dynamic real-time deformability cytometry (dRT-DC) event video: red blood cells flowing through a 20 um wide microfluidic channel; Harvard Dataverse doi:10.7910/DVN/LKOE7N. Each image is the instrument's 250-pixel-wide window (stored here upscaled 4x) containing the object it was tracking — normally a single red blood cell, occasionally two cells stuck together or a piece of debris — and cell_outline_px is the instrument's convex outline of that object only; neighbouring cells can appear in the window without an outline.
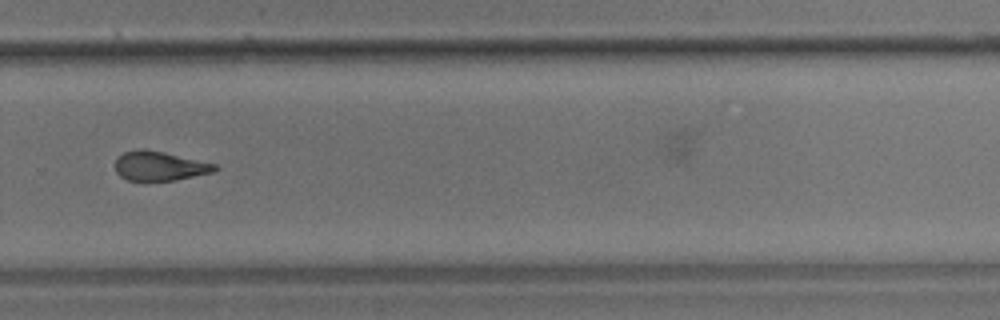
{"species": "common noctule bat (a hibernating species)", "species_latin": "Nyctalus noctula", "temperature_condition": "room temperature", "stored_images_in_passage": 32, "camera_frame_rate_fps": 3000, "um_per_image_px": 0.085, "animal": {"sex": "male", "body_mass_g": 17.9}, "frame": {"image": 1, "passage_image": 23, "time_ms": 7.333, "image_size_px": [1000, 320], "cell_outline_px": [[220, 168], [212, 172], [176, 180], [144, 184], [128, 180], [120, 176], [116, 172], [116, 160], [124, 152], [140, 148], [144, 148], [216, 164]], "centroid_in_image_um": [13.53, 14.16], "position_along_channel_um": 316.3, "area_um2": 17.46}, "authors_computed_cell_mechanics": {"area_um2": 18.0047, "velocity_mm_per_s": 3.684, "shape_relaxation_time_tau1_ms": 10.1665, "shape_relaxation_time_tau2_ms": 1.7855, "deformation_change_tau1": 0.2077, "deformation_change_tau2": 0.1037}}